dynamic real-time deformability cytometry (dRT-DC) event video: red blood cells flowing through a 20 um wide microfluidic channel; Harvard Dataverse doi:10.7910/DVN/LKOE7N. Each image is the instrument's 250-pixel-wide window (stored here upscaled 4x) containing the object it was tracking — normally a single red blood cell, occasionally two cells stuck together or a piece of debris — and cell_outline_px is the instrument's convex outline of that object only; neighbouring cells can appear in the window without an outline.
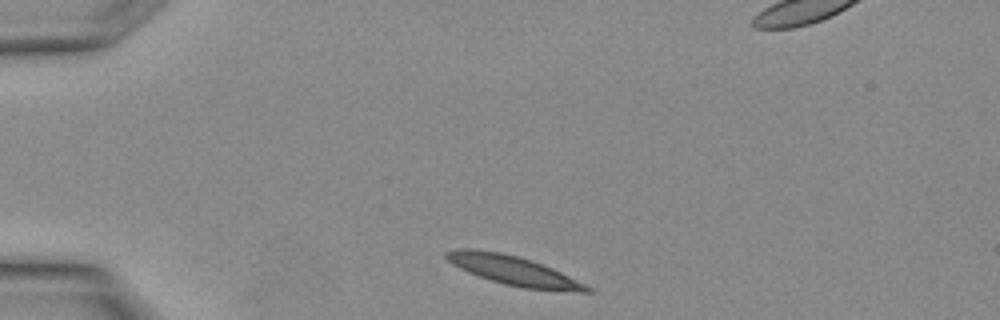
{"species": "Egyptian fruit bat (a non-hibernating species)", "species_latin": "Rousettus aegyptiacus", "temperature_condition": "warm", "stored_images_in_passage": 17, "camera_frame_rate_fps": 3000, "um_per_image_px": 0.085, "animal": {"sex": "female"}, "frame": {"image": 1, "passage_image": 1, "time_ms": 0.0, "image_size_px": [1000, 320], "cell_outline_px": [[592, 292], [580, 292], [524, 288], [504, 284], [480, 276], [460, 268], [448, 260], [444, 256], [444, 252], [456, 248], [468, 248], [500, 252], [532, 260], [552, 268], [592, 288]], "centroid_in_image_um": [43.63, 22.98], "position_along_channel_um": 41.4, "area_um2": 23.52}}
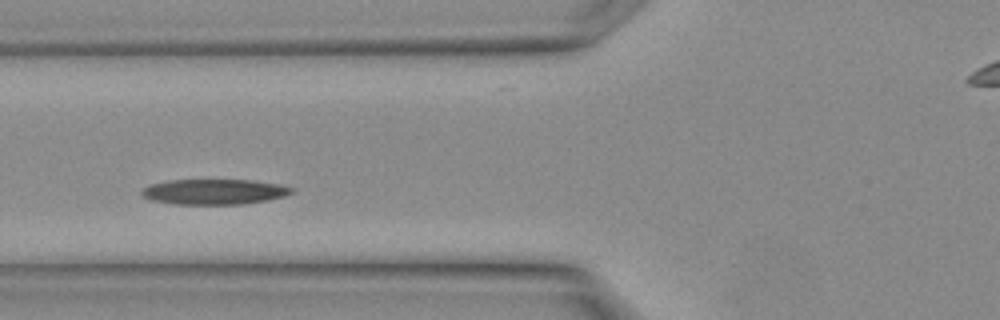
{"frame": {"image": 2, "passage_image": 6, "time_ms": 1.667, "image_size_px": [1000, 320], "cell_outline_px": [[296, 188], [292, 192], [284, 196], [268, 200], [244, 204], [172, 204], [148, 200], [140, 196], [140, 192], [148, 184], [168, 180], [252, 180], [280, 184]], "centroid_in_image_um": [18.16, 16.3], "position_along_channel_um": 107.6, "area_um2": 22.48}}
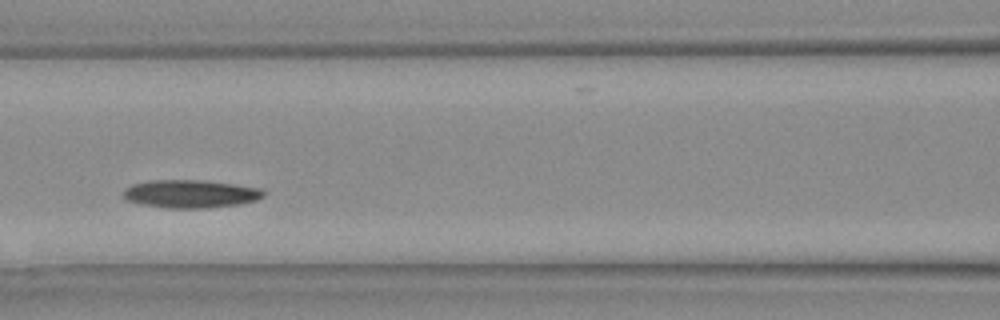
{"frame": {"image": 3, "passage_image": 8, "time_ms": 2.333, "image_size_px": [1000, 320], "cell_outline_px": [[264, 196], [256, 200], [240, 204], [208, 208], [168, 208], [140, 204], [128, 200], [124, 196], [124, 192], [132, 184], [152, 180], [200, 180], [232, 184], [260, 188], [264, 192]], "centroid_in_image_um": [16.21, 16.48], "position_along_channel_um": 150.4, "area_um2": 22.66}}